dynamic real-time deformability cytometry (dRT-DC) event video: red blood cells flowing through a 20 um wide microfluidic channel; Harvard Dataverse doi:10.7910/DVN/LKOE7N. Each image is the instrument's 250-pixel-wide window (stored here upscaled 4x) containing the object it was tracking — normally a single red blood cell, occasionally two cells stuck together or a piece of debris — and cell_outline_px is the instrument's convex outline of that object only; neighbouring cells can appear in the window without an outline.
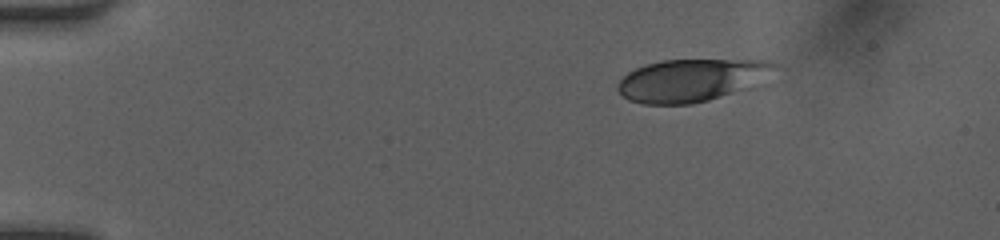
{"species": "human", "species_latin": "Homo sapiens", "temperature_condition": "room temperature", "stored_images_in_passage": 42, "camera_frame_rate_fps": 3000, "um_per_image_px": 0.085, "donor": {"sex": "female"}, "frame": {"image": 1, "passage_image": 1, "time_ms": 0.0, "image_size_px": [1000, 240], "cell_outline_px": [[776, 64], [756, 88], [692, 104], [644, 104], [628, 100], [616, 88], [616, 84], [628, 72], [644, 64], [664, 60], [768, 60]], "centroid_in_image_um": [58.78, 6.83], "position_along_channel_um": 26.2, "area_um2": 39.13}}
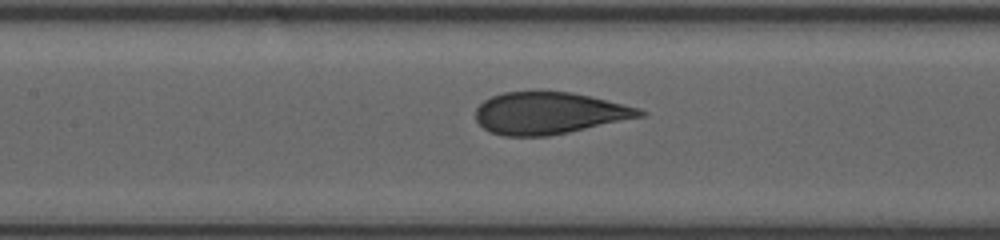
{"frame": {"image": 2, "passage_image": 17, "time_ms": 5.333, "image_size_px": [1000, 240], "cell_outline_px": [[648, 112], [644, 116], [568, 132], [548, 136], [504, 136], [488, 132], [476, 120], [476, 108], [484, 100], [492, 96], [504, 92], [572, 92], [624, 104], [640, 108]], "centroid_in_image_um": [46.67, 9.62], "position_along_channel_um": 160.7, "area_um2": 39.94}}
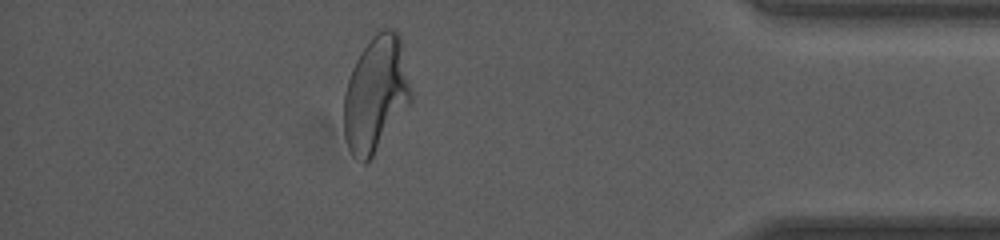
{"frame": {"image": 3, "passage_image": 37, "time_ms": 12.0, "image_size_px": [1000, 240], "cell_outline_px": [[412, 100], [372, 156], [364, 164], [352, 156], [348, 148], [344, 136], [344, 92], [352, 68], [360, 52], [372, 36], [376, 32], [384, 28], [392, 28], [400, 32], [412, 92]], "centroid_in_image_um": [31.94, 7.95], "position_along_channel_um": 403.3, "area_um2": 45.26}, "authors_computed_cell_mechanics": {"area_um2": 41.2981, "velocity_mm_per_s": 4.1527, "shape_relaxation_time_tau1_ms": 6.9762, "shape_relaxation_time_tau2_ms": null, "deformation_change_tau1": 0.2114, "deformation_change_tau2": null}}